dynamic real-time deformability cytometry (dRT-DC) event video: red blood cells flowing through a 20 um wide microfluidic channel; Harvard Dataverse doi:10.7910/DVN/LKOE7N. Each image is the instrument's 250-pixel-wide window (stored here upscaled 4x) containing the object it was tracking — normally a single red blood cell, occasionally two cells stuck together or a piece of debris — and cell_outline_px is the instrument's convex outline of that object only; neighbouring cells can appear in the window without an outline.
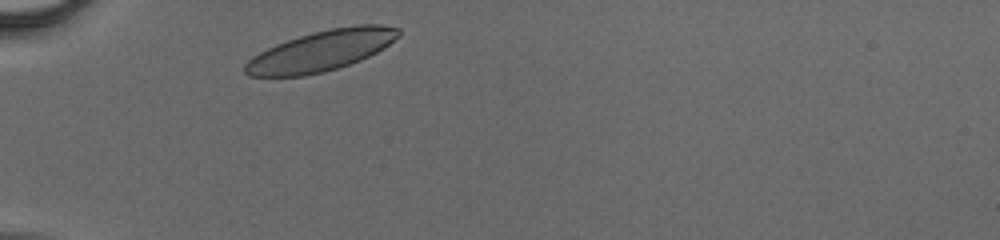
{"species": "human", "species_latin": "Homo sapiens", "temperature_condition": "cold", "stored_images_in_passage": 26, "camera_frame_rate_fps": 3000, "um_per_image_px": 0.085, "donor": {"sex": "male"}, "frame": {"image": 1, "passage_image": 1, "time_ms": 0.0, "image_size_px": [1000, 240], "cell_outline_px": [[400, 36], [384, 48], [360, 60], [324, 72], [304, 76], [248, 76], [244, 72], [244, 64], [252, 56], [276, 44], [312, 32], [332, 28], [356, 24], [380, 24], [400, 28]], "centroid_in_image_um": [27.32, 4.31], "position_along_channel_um": 57.7, "area_um2": 36.18}}
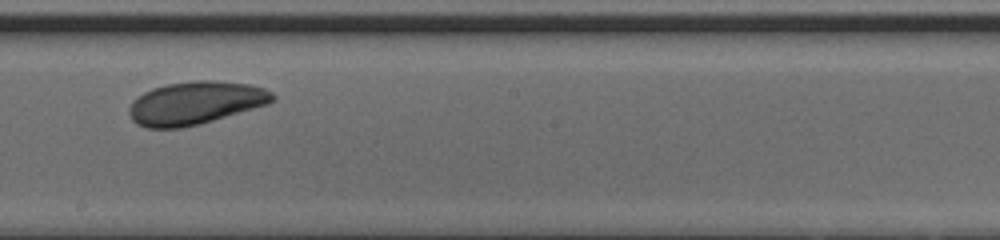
{"frame": {"image": 2, "passage_image": 14, "time_ms": 4.333, "image_size_px": [1000, 240], "cell_outline_px": [[276, 100], [268, 104], [200, 124], [184, 128], [148, 128], [136, 124], [132, 120], [128, 112], [128, 108], [132, 100], [144, 92], [152, 88], [168, 84], [192, 80], [208, 80], [248, 84], [264, 88], [272, 92], [276, 96]], "centroid_in_image_um": [16.59, 8.76], "position_along_channel_um": 231.6, "area_um2": 36.07}}
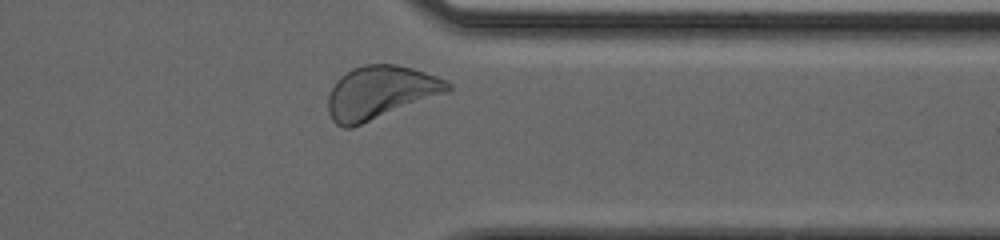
{"frame": {"image": 3, "passage_image": 24, "time_ms": 7.667, "image_size_px": [1000, 240], "cell_outline_px": [[452, 88], [448, 92], [352, 128], [344, 128], [336, 124], [332, 120], [328, 112], [328, 96], [336, 80], [340, 76], [352, 68], [364, 64], [396, 64], [412, 68], [436, 76], [452, 84]], "centroid_in_image_um": [32.3, 7.86], "position_along_channel_um": 379.1, "area_um2": 36.99}}